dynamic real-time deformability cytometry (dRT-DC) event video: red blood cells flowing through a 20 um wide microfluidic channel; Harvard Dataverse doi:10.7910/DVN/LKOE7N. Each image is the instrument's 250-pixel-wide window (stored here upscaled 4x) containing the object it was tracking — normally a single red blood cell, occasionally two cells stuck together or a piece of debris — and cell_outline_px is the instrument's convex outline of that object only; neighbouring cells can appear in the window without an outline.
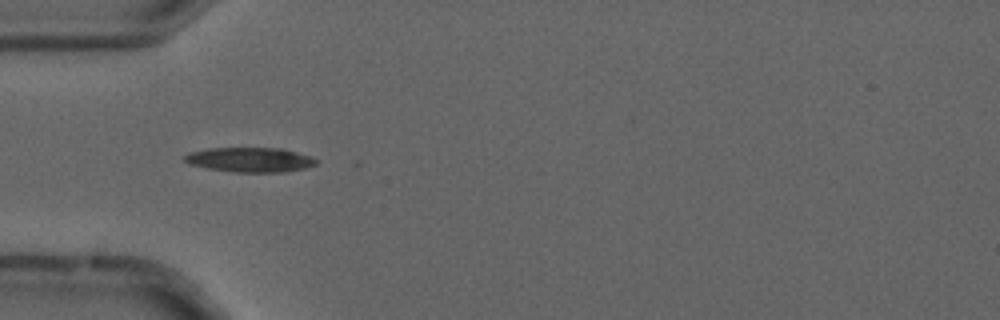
{"species": "common noctule bat (a hibernating species)", "species_latin": "Nyctalus noctula", "temperature_condition": "cold", "stored_images_in_passage": 4, "camera_frame_rate_fps": 3000, "um_per_image_px": 0.085, "animal": {"sex": "male", "forearm_length_mm": 52.5}, "frame": {"image": 1, "passage_image": 3, "time_ms": 0.667, "image_size_px": [1000, 320], "cell_outline_px": [[320, 160], [316, 164], [304, 168], [288, 172], [236, 172], [208, 168], [188, 164], [184, 160], [184, 156], [188, 152], [208, 148], [280, 148], [312, 156]], "centroid_in_image_um": [21.27, 13.57], "position_along_channel_um": 63.7, "area_um2": 19.02}}
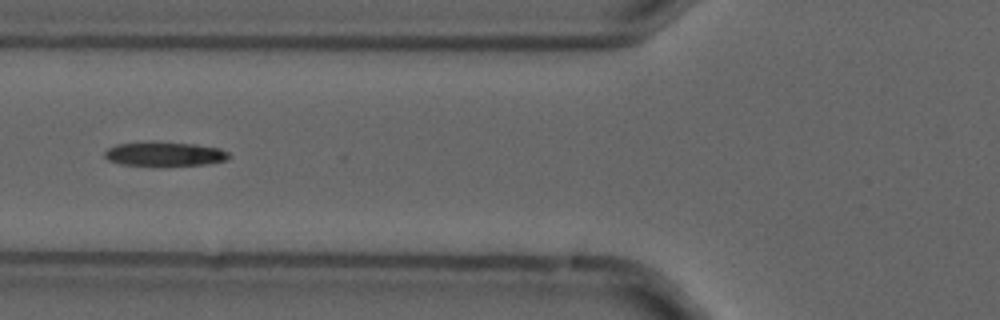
{"frame": {"image": 2, "passage_image": 4, "time_ms": 1.0, "image_size_px": [1000, 320], "cell_outline_px": [[232, 156], [228, 160], [208, 164], [164, 168], [120, 164], [108, 160], [104, 156], [104, 152], [108, 148], [116, 144], [152, 140], [196, 144], [220, 148], [228, 152]], "centroid_in_image_um": [14.0, 13.11], "position_along_channel_um": 111.8, "area_um2": 18.84}}